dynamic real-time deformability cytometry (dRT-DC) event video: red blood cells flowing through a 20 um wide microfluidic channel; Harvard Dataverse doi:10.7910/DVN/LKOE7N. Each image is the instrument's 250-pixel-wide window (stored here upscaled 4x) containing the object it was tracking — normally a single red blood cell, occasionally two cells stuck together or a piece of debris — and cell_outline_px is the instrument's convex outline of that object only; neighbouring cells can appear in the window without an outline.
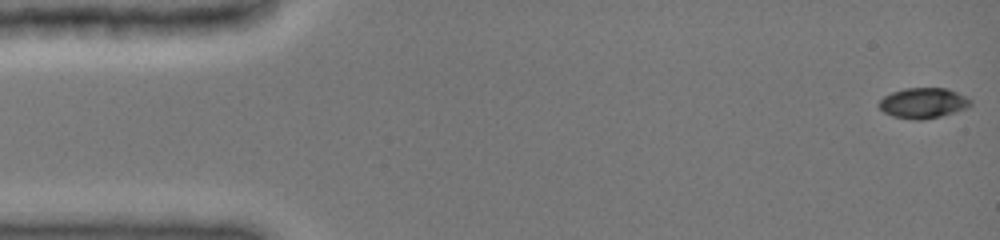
{"species": "common noctule bat (a hibernating species)", "species_latin": "Nyctalus noctula", "temperature_condition": "cold", "stored_images_in_passage": 10, "camera_frame_rate_fps": 3000, "um_per_image_px": 0.085, "animal": {"sex": "female", "body_mass_g": 19.0, "forearm_length_mm": 51.5}, "frame": {"image": 1, "passage_image": 1, "time_ms": 0.0, "image_size_px": [1000, 240], "cell_outline_px": [[972, 104], [968, 108], [940, 116], [920, 120], [916, 120], [892, 116], [884, 112], [876, 104], [884, 96], [892, 92], [904, 88], [944, 88], [956, 92], [972, 100]], "centroid_in_image_um": [78.45, 8.76], "position_along_channel_um": 6.5, "area_um2": 16.18}}
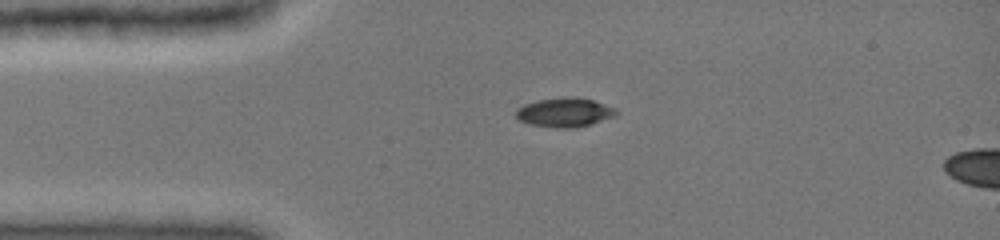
{"frame": {"image": 2, "passage_image": 8, "time_ms": 3.333, "image_size_px": [1000, 240], "cell_outline_px": [[616, 112], [612, 116], [592, 124], [576, 128], [556, 128], [532, 124], [520, 120], [516, 116], [516, 108], [524, 104], [536, 100], [592, 100], [616, 108]], "centroid_in_image_um": [47.95, 9.61], "position_along_channel_um": 37.0, "area_um2": 16.07}}